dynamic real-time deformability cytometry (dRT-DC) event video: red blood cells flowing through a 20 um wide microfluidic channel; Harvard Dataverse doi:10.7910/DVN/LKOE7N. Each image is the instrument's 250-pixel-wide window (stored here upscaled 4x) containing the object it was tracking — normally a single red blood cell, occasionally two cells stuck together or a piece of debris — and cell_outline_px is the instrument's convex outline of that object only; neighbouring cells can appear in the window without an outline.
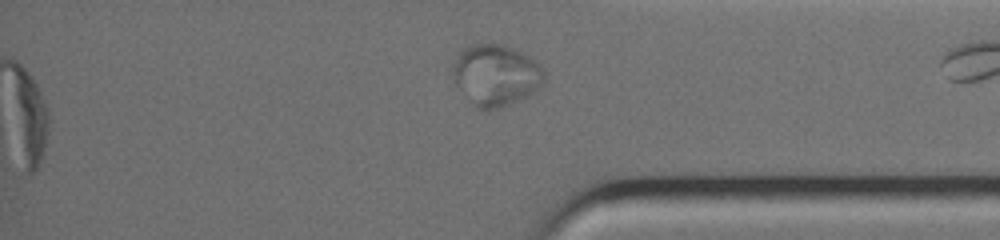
{"species": "common noctule bat (a hibernating species)", "species_latin": "Nyctalus noctula", "temperature_condition": "warm", "stored_images_in_passage": 41, "segment_of_instrument_passage": [2, 2], "camera_frame_rate_fps": 3000, "um_per_image_px": 0.085, "animal": {"sex": "female", "body_mass_g": 19.0, "forearm_length_mm": 51.5}, "frame": {"image": 1, "passage_image": 41, "time_ms": 13.333, "image_size_px": [1000, 240], "cell_outline_px": [[544, 84], [540, 88], [508, 104], [484, 112], [476, 108], [472, 104], [456, 84], [452, 76], [452, 68], [460, 52], [468, 44], [504, 44], [516, 48], [540, 64], [544, 72]], "centroid_in_image_um": [42.14, 6.37], "position_along_channel_um": 393.1, "area_um2": 32.66}}